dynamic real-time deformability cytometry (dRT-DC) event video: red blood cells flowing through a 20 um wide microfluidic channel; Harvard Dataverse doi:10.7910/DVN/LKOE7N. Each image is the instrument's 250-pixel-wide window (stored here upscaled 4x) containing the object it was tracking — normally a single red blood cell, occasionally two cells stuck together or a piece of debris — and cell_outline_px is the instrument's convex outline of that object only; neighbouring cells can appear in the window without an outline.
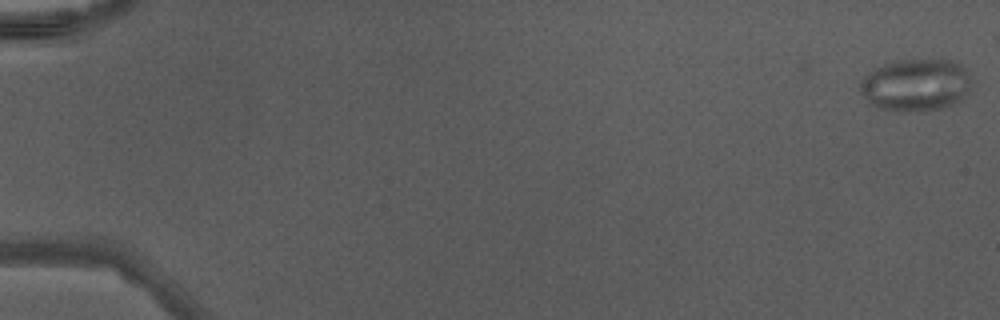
{"species": "Egyptian fruit bat (a non-hibernating species)", "species_latin": "Rousettus aegyptiacus", "temperature_condition": "warm", "stored_images_in_passage": 44, "camera_frame_rate_fps": 3000, "um_per_image_px": 0.085, "animal": {"sex": "male"}, "frame": {"image": 1, "passage_image": 1, "time_ms": 0.0, "image_size_px": [1000, 320], "cell_outline_px": [[972, 80], [968, 92], [956, 104], [940, 108], [912, 112], [896, 112], [880, 108], [868, 104], [860, 92], [860, 80], [872, 68], [892, 60], [952, 60], [960, 64], [968, 72]], "centroid_in_image_um": [77.8, 7.23], "position_along_channel_um": 7.2, "area_um2": 34.62}}